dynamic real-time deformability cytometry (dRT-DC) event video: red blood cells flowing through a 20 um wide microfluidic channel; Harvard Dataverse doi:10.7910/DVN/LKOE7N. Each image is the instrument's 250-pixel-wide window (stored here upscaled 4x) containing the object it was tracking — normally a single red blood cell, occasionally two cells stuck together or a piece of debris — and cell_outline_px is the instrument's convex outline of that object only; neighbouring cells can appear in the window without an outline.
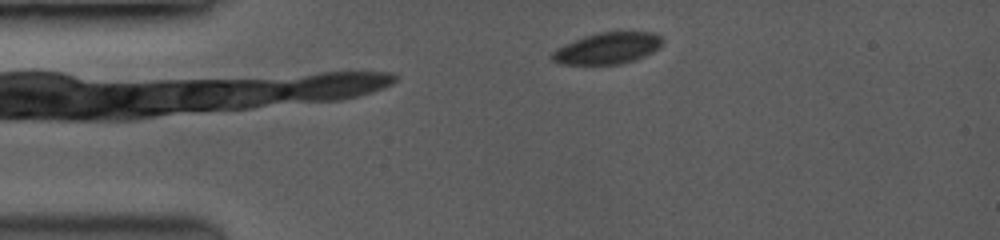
{"species": "common noctule bat (a hibernating species)", "species_latin": "Nyctalus noctula", "temperature_condition": "room temperature", "stored_images_in_passage": 9, "camera_frame_rate_fps": 3500, "um_per_image_px": 0.085, "animal": {"sex": "female", "body_mass_g": 19.0, "forearm_length_mm": 53.3}, "frame": {"image": 1, "passage_image": 1, "time_ms": 0.0, "image_size_px": [1000, 240], "cell_outline_px": [[660, 44], [652, 52], [632, 60], [616, 64], [568, 64], [552, 60], [552, 52], [584, 36], [600, 32], [652, 32], [660, 36]], "centroid_in_image_um": [51.64, 4.09], "position_along_channel_um": 33.4, "area_um2": 19.31}}
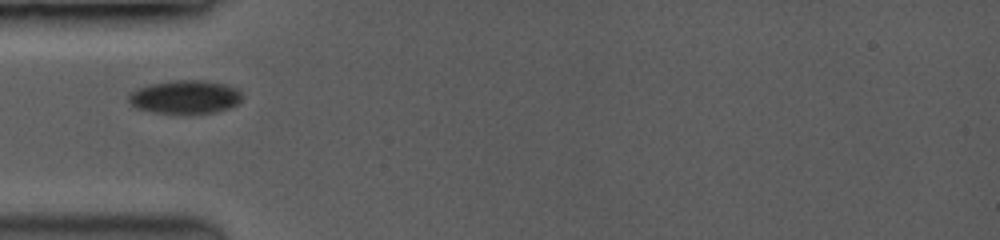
{"frame": {"image": 2, "passage_image": 4, "time_ms": 2.0, "image_size_px": [1000, 240], "cell_outline_px": [[240, 100], [236, 104], [228, 108], [212, 112], [156, 112], [140, 108], [132, 104], [128, 100], [128, 96], [132, 92], [148, 84], [176, 80], [204, 80], [224, 84], [236, 88], [240, 92]], "centroid_in_image_um": [15.74, 8.21], "position_along_channel_um": 69.3, "area_um2": 21.33}}
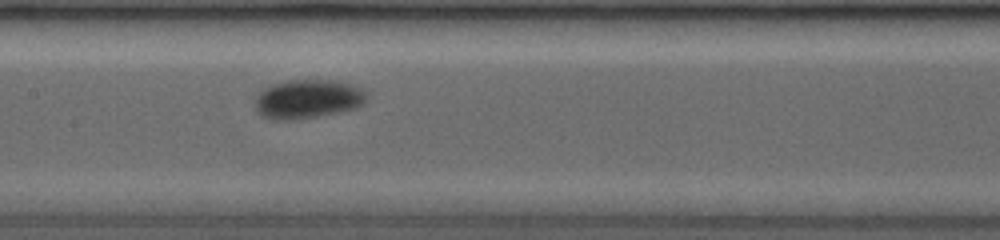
{"frame": {"image": 3, "passage_image": 9, "time_ms": 4.857, "image_size_px": [1000, 240], "cell_outline_px": [[364, 96], [360, 104], [352, 108], [312, 116], [288, 120], [264, 116], [256, 108], [256, 100], [260, 92], [264, 88], [272, 84], [288, 80], [328, 80], [348, 84], [360, 88]], "centroid_in_image_um": [26.07, 8.38], "position_along_channel_um": 181.3, "area_um2": 23.87}}